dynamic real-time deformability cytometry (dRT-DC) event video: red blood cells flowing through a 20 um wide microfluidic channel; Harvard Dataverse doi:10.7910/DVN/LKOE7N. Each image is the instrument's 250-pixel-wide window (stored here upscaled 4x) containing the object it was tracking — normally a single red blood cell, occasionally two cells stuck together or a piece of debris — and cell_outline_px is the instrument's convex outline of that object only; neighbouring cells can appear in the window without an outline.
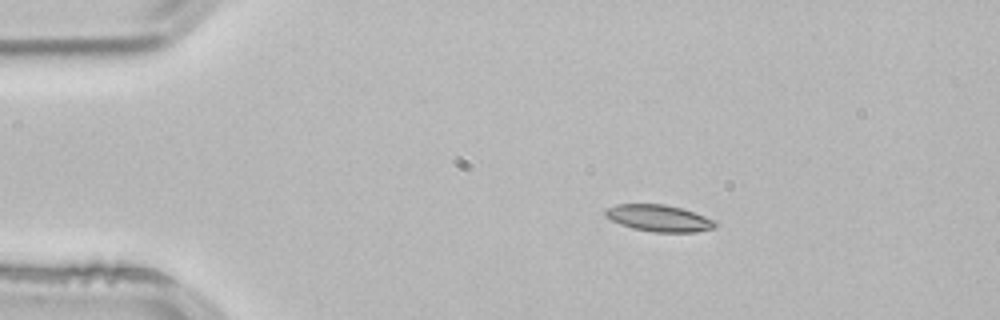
{"species": "common noctule bat (a hibernating species)", "species_latin": "Nyctalus noctula", "temperature_condition": "room temperature", "stored_images_in_passage": 2, "camera_frame_rate_fps": 3000, "um_per_image_px": 0.085, "animal": {"sex": "male", "body_mass_g": 21.5, "forearm_length_mm": 52.0}, "frame": {"image": 1, "passage_image": 1, "time_ms": 0.0, "image_size_px": [1000, 320], "cell_outline_px": [[716, 228], [696, 232], [656, 232], [632, 228], [620, 224], [604, 216], [604, 212], [608, 208], [616, 204], [664, 204], [680, 208], [716, 220]], "centroid_in_image_um": [56.01, 18.55], "position_along_channel_um": 29.0, "area_um2": 16.99}}
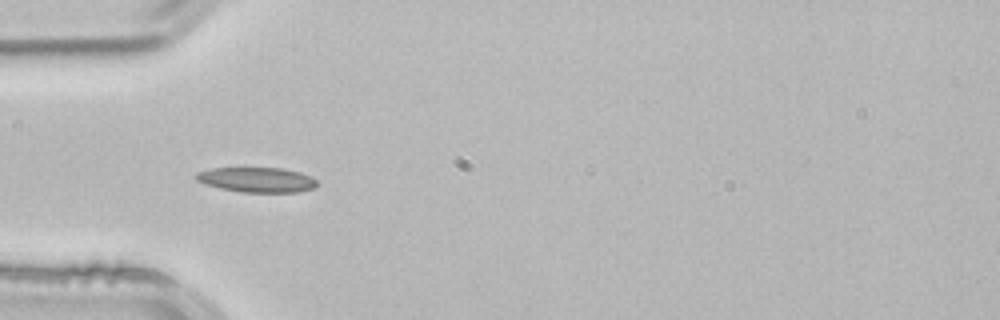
{"frame": {"image": 2, "passage_image": 2, "time_ms": 0.333, "image_size_px": [1000, 320], "cell_outline_px": [[316, 188], [296, 192], [240, 192], [220, 188], [196, 180], [192, 176], [196, 172], [212, 168], [284, 168], [300, 172], [312, 176], [316, 180]], "centroid_in_image_um": [21.84, 15.27], "position_along_channel_um": 63.2, "area_um2": 17.69}}